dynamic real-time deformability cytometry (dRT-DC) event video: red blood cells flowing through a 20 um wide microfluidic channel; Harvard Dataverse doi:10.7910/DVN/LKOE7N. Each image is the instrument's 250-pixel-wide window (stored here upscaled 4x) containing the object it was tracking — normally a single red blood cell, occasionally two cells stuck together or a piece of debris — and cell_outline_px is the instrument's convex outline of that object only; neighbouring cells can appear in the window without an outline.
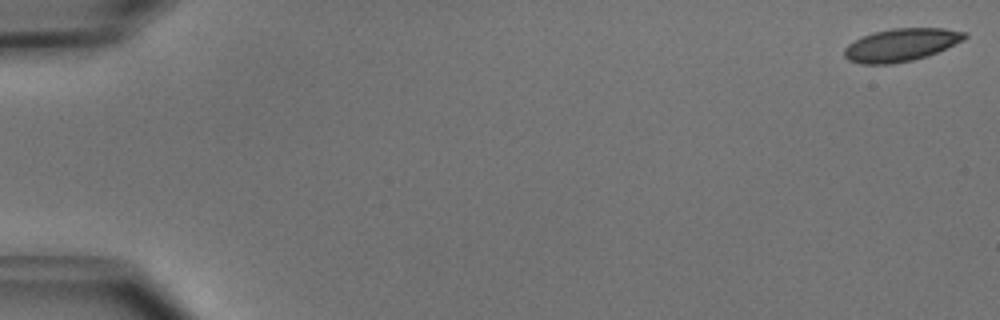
{"species": "common noctule bat (a hibernating species)", "species_latin": "Nyctalus noctula", "temperature_condition": "cold", "stored_images_in_passage": 51, "camera_frame_rate_fps": 3000, "um_per_image_px": 0.085, "animal": {"sex": "male", "body_mass_g": 15.6}, "frame": {"image": 1, "passage_image": 1, "time_ms": 0.0, "image_size_px": [1000, 320], "cell_outline_px": [[968, 36], [964, 40], [928, 56], [912, 60], [892, 64], [860, 64], [848, 60], [844, 56], [844, 48], [848, 44], [860, 36], [872, 32], [892, 28], [944, 28], [968, 32]], "centroid_in_image_um": [76.58, 3.81], "position_along_channel_um": 8.4, "area_um2": 23.29}}
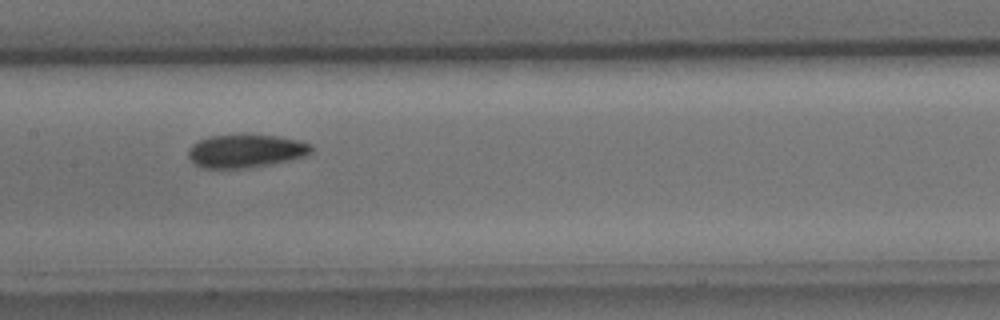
{"frame": {"image": 2, "passage_image": 26, "time_ms": 8.333, "image_size_px": [1000, 320], "cell_outline_px": [[312, 152], [304, 156], [288, 160], [248, 168], [204, 168], [196, 164], [188, 156], [188, 148], [192, 144], [208, 136], [276, 136], [300, 140], [312, 144]], "centroid_in_image_um": [20.89, 12.84], "position_along_channel_um": 186.5, "area_um2": 23.35}}
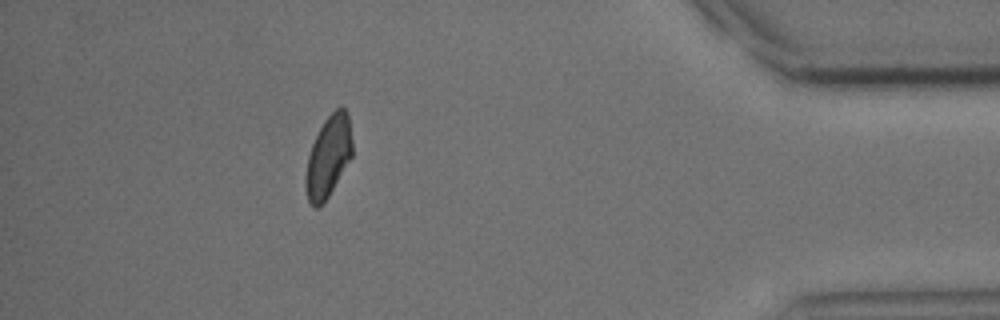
{"frame": {"image": 3, "passage_image": 46, "time_ms": 15.0, "image_size_px": [1000, 320], "cell_outline_px": [[352, 156], [328, 196], [316, 208], [312, 208], [308, 200], [304, 184], [304, 176], [308, 156], [312, 144], [324, 120], [336, 108], [344, 108], [348, 112], [352, 140]], "centroid_in_image_um": [27.89, 13.31], "position_along_channel_um": 407.3, "area_um2": 21.96}, "authors_computed_cell_mechanics": {"area_um2": 23.3512, "velocity_mm_per_s": 3.9645, "shape_relaxation_time_tau1_ms": 3.5806, "shape_relaxation_time_tau2_ms": 3.0005, "deformation_change_tau1": 0.0881, "deformation_change_tau2": 0.0791}}